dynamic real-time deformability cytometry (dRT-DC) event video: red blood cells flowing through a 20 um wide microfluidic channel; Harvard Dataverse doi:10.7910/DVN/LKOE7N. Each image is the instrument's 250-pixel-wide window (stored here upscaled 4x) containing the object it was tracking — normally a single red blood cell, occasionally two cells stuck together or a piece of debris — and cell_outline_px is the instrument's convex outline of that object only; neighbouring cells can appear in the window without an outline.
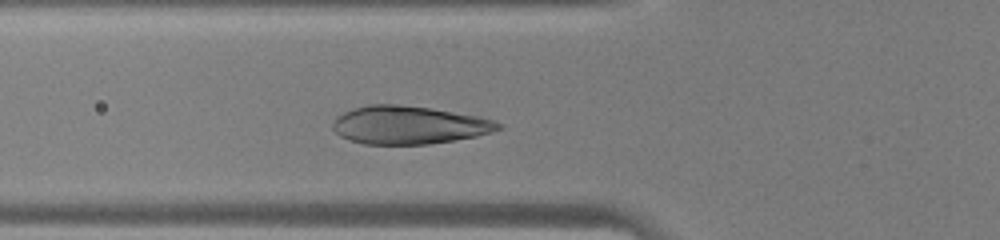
{"species": "human", "species_latin": "Homo sapiens", "temperature_condition": "warm", "stored_images_in_passage": 30, "camera_frame_rate_fps": 3000, "um_per_image_px": 0.085, "donor": {"sex": "male"}, "frame": {"image": 1, "passage_image": 8, "time_ms": 2.333, "image_size_px": [1000, 240], "cell_outline_px": [[504, 128], [492, 132], [476, 136], [456, 140], [428, 144], [364, 144], [348, 140], [340, 136], [332, 128], [332, 124], [336, 116], [352, 108], [368, 104], [388, 104], [432, 108], [480, 116], [504, 124]], "centroid_in_image_um": [34.77, 10.63], "position_along_channel_um": 91.0, "area_um2": 36.99}}
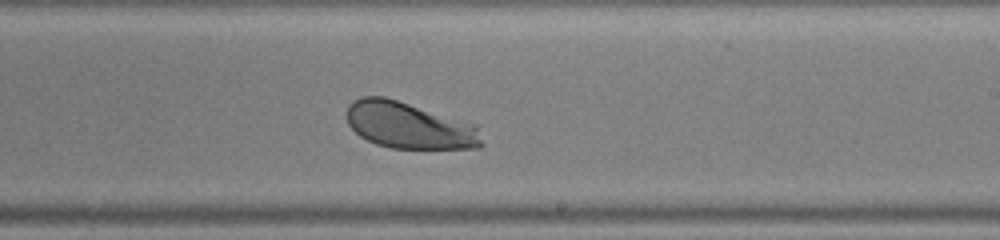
{"frame": {"image": 2, "passage_image": 19, "time_ms": 6.0, "image_size_px": [1000, 240], "cell_outline_px": [[484, 144], [480, 148], [392, 148], [376, 144], [360, 136], [348, 124], [348, 104], [360, 96], [384, 96], [476, 124]], "centroid_in_image_um": [34.79, 10.66], "position_along_channel_um": 254.2, "area_um2": 36.47}}
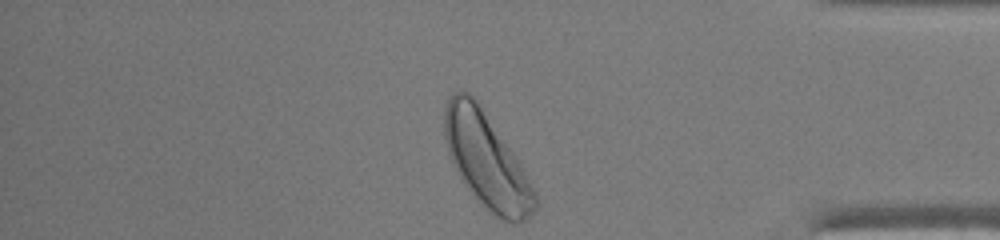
{"frame": {"image": 3, "passage_image": 30, "time_ms": 9.667, "image_size_px": [1000, 240], "cell_outline_px": [[536, 208], [524, 220], [516, 224], [500, 220], [488, 212], [468, 188], [460, 176], [448, 152], [444, 136], [444, 112], [448, 100], [456, 92], [468, 92], [480, 104], [520, 164], [536, 196]], "centroid_in_image_um": [41.34, 13.67], "position_along_channel_um": 393.9, "area_um2": 48.96}}